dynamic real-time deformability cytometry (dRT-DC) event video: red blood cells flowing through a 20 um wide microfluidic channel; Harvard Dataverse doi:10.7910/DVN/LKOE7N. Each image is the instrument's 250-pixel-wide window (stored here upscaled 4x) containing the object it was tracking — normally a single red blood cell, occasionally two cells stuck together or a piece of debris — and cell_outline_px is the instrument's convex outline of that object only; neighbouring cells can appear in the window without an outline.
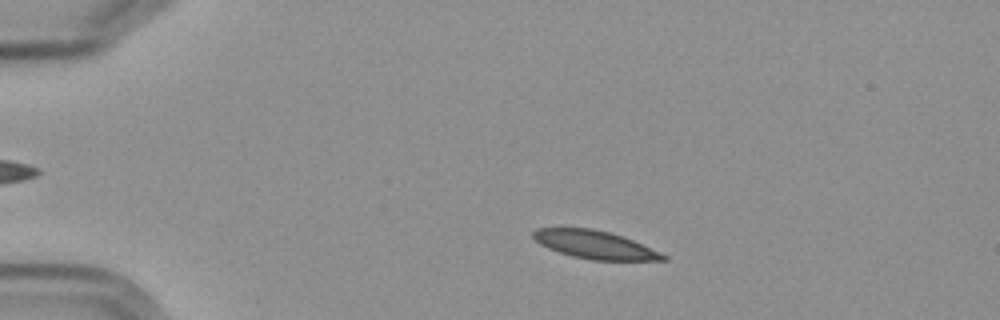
{"species": "Egyptian fruit bat (a non-hibernating species)", "species_latin": "Rousettus aegyptiacus", "temperature_condition": "cold", "stored_images_in_passage": 3, "camera_frame_rate_fps": 3000, "um_per_image_px": 0.085, "frame": {"image": 1, "passage_image": 2, "time_ms": 1.333, "image_size_px": [1000, 320], "cell_outline_px": [[668, 260], [592, 260], [572, 256], [548, 248], [540, 244], [532, 236], [532, 232], [536, 228], [592, 228], [608, 232], [632, 240], [660, 252], [668, 256]], "centroid_in_image_um": [50.54, 20.8], "position_along_channel_um": 34.5, "area_um2": 20.98}}